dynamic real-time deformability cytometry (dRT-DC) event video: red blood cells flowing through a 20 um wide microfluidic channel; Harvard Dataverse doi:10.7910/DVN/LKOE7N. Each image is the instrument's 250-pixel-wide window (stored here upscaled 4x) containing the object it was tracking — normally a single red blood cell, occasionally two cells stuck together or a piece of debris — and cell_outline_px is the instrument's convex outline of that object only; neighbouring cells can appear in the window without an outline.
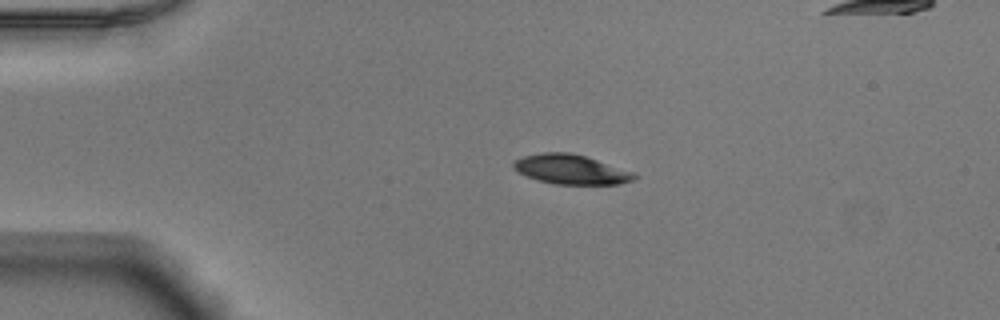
{"species": "Egyptian fruit bat (a non-hibernating species)", "species_latin": "Rousettus aegyptiacus", "temperature_condition": "warm", "stored_images_in_passage": 1, "camera_frame_rate_fps": 3000, "um_per_image_px": 0.085, "animal": {"sex": "male"}, "frame": {"image": 1, "passage_image": 1, "time_ms": 0.0, "image_size_px": [1000, 320], "cell_outline_px": [[640, 176], [636, 180], [620, 184], [552, 184], [528, 176], [512, 168], [512, 164], [516, 160], [524, 156], [540, 152], [572, 152], [632, 172]], "centroid_in_image_um": [48.54, 14.4], "position_along_channel_um": 36.5, "area_um2": 20.63}}